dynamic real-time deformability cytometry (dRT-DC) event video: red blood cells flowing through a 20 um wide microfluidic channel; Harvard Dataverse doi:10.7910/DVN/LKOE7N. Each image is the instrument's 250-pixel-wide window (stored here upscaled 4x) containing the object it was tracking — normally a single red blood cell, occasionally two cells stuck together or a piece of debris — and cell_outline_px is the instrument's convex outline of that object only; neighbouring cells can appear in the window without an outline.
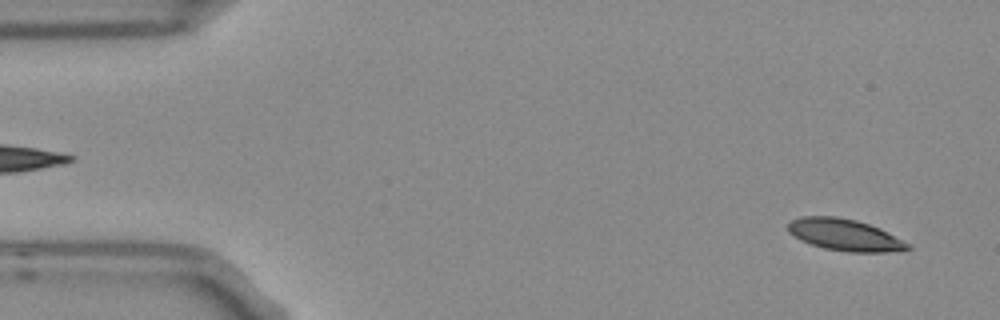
{"species": "Egyptian fruit bat (a non-hibernating species)", "species_latin": "Rousettus aegyptiacus", "temperature_condition": "room temperature", "stored_images_in_passage": 4, "segment_of_instrument_passage": [2, 2], "camera_frame_rate_fps": 3000, "um_per_image_px": 0.085, "frame": {"image": 1, "passage_image": 4, "time_ms": 1.0, "image_size_px": [1000, 320], "cell_outline_px": [[912, 248], [884, 252], [848, 252], [824, 248], [800, 240], [788, 232], [788, 224], [792, 220], [800, 216], [836, 216], [856, 220], [880, 228], [912, 244]], "centroid_in_image_um": [71.81, 19.96], "position_along_channel_um": 13.2, "area_um2": 22.14}}